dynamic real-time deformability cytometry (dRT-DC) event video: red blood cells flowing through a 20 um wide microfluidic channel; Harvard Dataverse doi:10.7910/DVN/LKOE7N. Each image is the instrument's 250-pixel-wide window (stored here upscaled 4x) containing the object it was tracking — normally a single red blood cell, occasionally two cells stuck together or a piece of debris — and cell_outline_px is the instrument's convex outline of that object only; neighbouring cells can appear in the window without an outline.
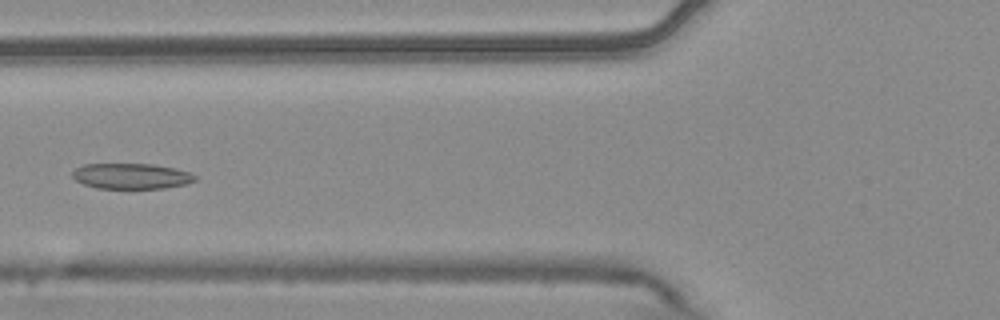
{"species": "common noctule bat (a hibernating species)", "species_latin": "Nyctalus noctula", "temperature_condition": "warm", "stored_images_in_passage": 2, "camera_frame_rate_fps": 3000, "um_per_image_px": 0.085, "animal": {"sex": "male", "body_mass_g": 20.4}, "frame": {"image": 1, "passage_image": 2, "time_ms": 0.333, "image_size_px": [1000, 320], "cell_outline_px": [[196, 180], [184, 184], [164, 188], [96, 188], [84, 184], [76, 180], [72, 176], [72, 172], [76, 168], [84, 164], [152, 164], [176, 168], [188, 172], [196, 176]], "centroid_in_image_um": [11.15, 14.96], "position_along_channel_um": 114.7, "area_um2": 18.15}}